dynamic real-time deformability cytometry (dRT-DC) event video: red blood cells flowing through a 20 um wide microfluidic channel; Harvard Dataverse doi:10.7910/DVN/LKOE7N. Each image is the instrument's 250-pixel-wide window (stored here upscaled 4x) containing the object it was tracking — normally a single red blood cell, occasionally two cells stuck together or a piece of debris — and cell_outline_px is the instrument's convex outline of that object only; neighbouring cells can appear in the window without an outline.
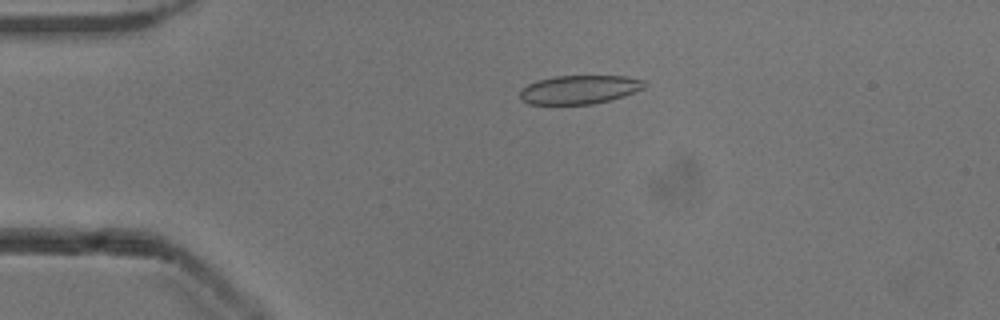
{"species": "common noctule bat (a hibernating species)", "species_latin": "Nyctalus noctula", "temperature_condition": "cold", "stored_images_in_passage": 52, "camera_frame_rate_fps": 3000, "um_per_image_px": 0.085, "animal": {"sex": "male", "body_mass_g": 13.3}, "frame": {"image": 1, "passage_image": 11, "time_ms": 3.333, "image_size_px": [1000, 320], "cell_outline_px": [[648, 84], [644, 88], [624, 96], [592, 104], [528, 104], [520, 100], [520, 92], [528, 84], [540, 80], [556, 76], [628, 76], [644, 80]], "centroid_in_image_um": [49.28, 7.61], "position_along_channel_um": 35.7, "area_um2": 20.75}}
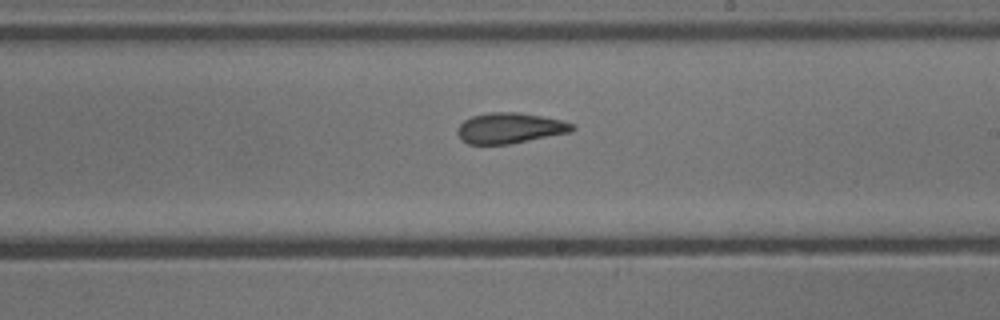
{"frame": {"image": 2, "passage_image": 30, "time_ms": 9.667, "image_size_px": [1000, 320], "cell_outline_px": [[576, 128], [572, 132], [508, 144], [468, 144], [460, 140], [456, 132], [456, 128], [464, 120], [472, 116], [492, 112], [520, 112], [564, 120], [572, 124]], "centroid_in_image_um": [43.33, 10.88], "position_along_channel_um": 245.7, "area_um2": 20.63}}
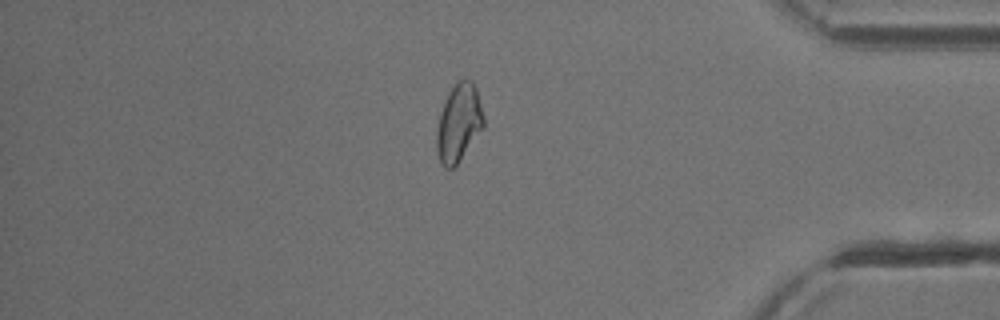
{"frame": {"image": 3, "passage_image": 44, "time_ms": 14.333, "image_size_px": [1000, 320], "cell_outline_px": [[484, 128], [456, 164], [452, 168], [444, 168], [440, 164], [436, 148], [436, 132], [440, 112], [444, 100], [448, 92], [456, 80], [472, 80], [476, 88], [484, 116]], "centroid_in_image_um": [38.98, 10.43], "position_along_channel_um": 396.2, "area_um2": 21.44}, "authors_computed_cell_mechanics": {"area_um2": 21.2415, "velocity_mm_per_s": 3.9158, "shape_relaxation_time_tau1_ms": null, "shape_relaxation_time_tau2_ms": 2.5134, "deformation_change_tau1": null, "deformation_change_tau2": 0.0812}}